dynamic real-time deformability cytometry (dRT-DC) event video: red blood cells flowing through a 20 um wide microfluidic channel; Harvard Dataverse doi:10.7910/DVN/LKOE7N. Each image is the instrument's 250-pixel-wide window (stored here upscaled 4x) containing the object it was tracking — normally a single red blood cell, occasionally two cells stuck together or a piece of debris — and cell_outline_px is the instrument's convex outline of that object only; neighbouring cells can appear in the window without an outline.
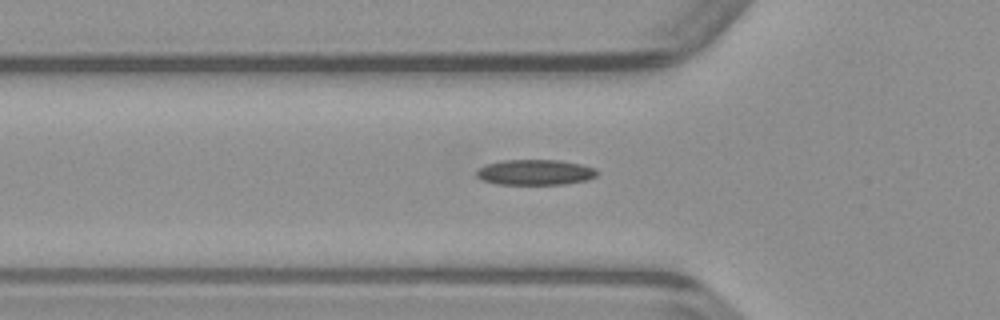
{"species": "common noctule bat (a hibernating species)", "species_latin": "Nyctalus noctula", "temperature_condition": "warm", "stored_images_in_passage": 24, "camera_frame_rate_fps": 3000, "um_per_image_px": 0.085, "animal": {"sex": "male", "body_mass_g": 23.1, "forearm_length_mm": 52.7}, "frame": {"image": 1, "passage_image": 6, "time_ms": 1.667, "image_size_px": [1000, 320], "cell_outline_px": [[600, 172], [596, 176], [588, 180], [564, 184], [496, 184], [484, 180], [476, 176], [476, 172], [480, 168], [488, 164], [504, 160], [560, 160], [580, 164], [596, 168]], "centroid_in_image_um": [45.55, 14.64], "position_along_channel_um": 80.3, "area_um2": 17.86}}
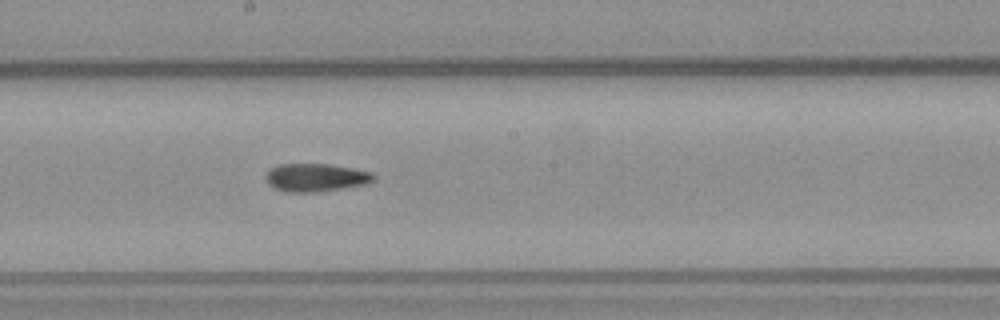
{"frame": {"image": 2, "passage_image": 16, "time_ms": 5.0, "image_size_px": [1000, 320], "cell_outline_px": [[376, 180], [368, 184], [316, 192], [288, 192], [276, 188], [268, 184], [264, 176], [272, 168], [280, 164], [328, 164], [352, 168], [372, 172], [376, 176]], "centroid_in_image_um": [26.88, 15.09], "position_along_channel_um": 221.3, "area_um2": 17.63}}
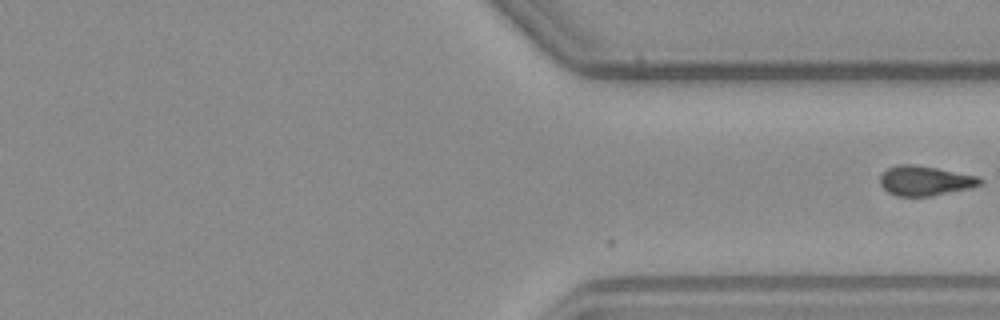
{"frame": {"image": 3, "passage_image": 24, "time_ms": 7.667, "image_size_px": [1000, 320], "cell_outline_px": [[984, 180], [980, 184], [972, 188], [932, 196], [896, 196], [888, 192], [880, 184], [880, 176], [888, 168], [896, 164], [916, 164], [980, 176]], "centroid_in_image_um": [78.66, 15.36], "position_along_channel_um": 332.7, "area_um2": 17.57}}